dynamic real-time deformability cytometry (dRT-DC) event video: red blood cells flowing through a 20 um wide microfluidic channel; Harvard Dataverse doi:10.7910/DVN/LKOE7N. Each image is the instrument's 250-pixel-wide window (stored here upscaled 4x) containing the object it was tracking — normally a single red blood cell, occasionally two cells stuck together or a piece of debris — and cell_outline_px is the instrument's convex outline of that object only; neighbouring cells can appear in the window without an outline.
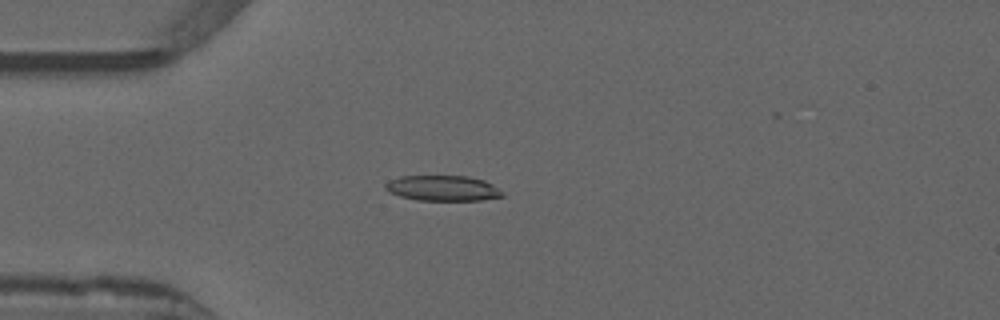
{"species": "common noctule bat (a hibernating species)", "species_latin": "Nyctalus noctula", "temperature_condition": "warm", "stored_images_in_passage": 40, "camera_frame_rate_fps": 3000, "um_per_image_px": 0.085, "animal": {"sex": "male", "forearm_length_mm": 52.5}, "frame": {"image": 1, "passage_image": 7, "time_ms": 2.0, "image_size_px": [1000, 320], "cell_outline_px": [[504, 196], [480, 200], [416, 200], [400, 196], [388, 192], [384, 188], [384, 184], [388, 180], [400, 176], [468, 176], [484, 180], [492, 184], [504, 192]], "centroid_in_image_um": [37.61, 15.99], "position_along_channel_um": 47.4, "area_um2": 17.46}}
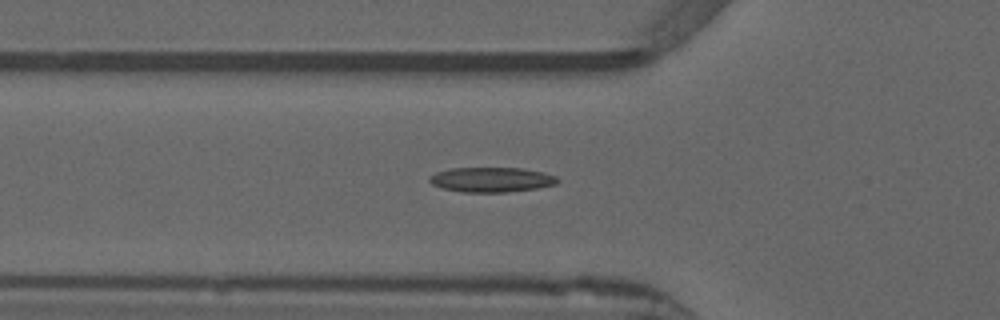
{"frame": {"image": 2, "passage_image": 11, "time_ms": 3.333, "image_size_px": [1000, 320], "cell_outline_px": [[560, 180], [556, 184], [536, 188], [504, 192], [460, 192], [444, 188], [432, 184], [428, 180], [428, 176], [436, 172], [448, 168], [524, 168], [544, 172], [556, 176]], "centroid_in_image_um": [41.76, 15.26], "position_along_channel_um": 84.0, "area_um2": 18.61}}
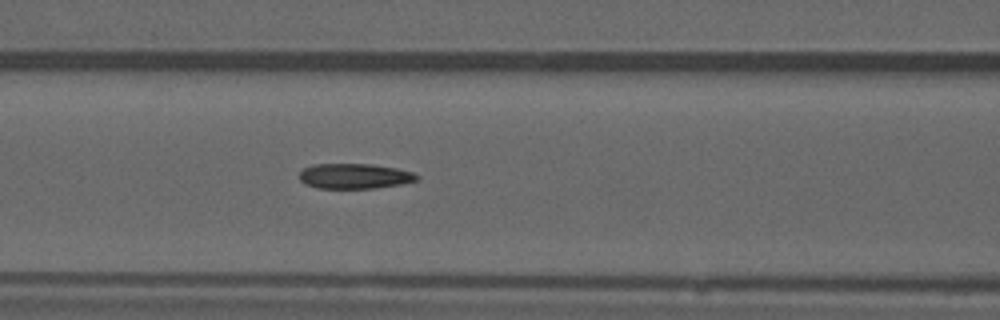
{"frame": {"image": 3, "passage_image": 15, "time_ms": 4.667, "image_size_px": [1000, 320], "cell_outline_px": [[420, 180], [400, 184], [376, 188], [316, 188], [304, 184], [300, 180], [300, 172], [304, 168], [312, 164], [372, 164], [396, 168], [412, 172], [420, 176]], "centroid_in_image_um": [30.14, 14.97], "position_along_channel_um": 136.5, "area_um2": 17.34}, "authors_computed_cell_mechanics": {"area_um2": 17.5423, "velocity_mm_per_s": 3.8917, "shape_relaxation_time_tau1_ms": 7.3322, "shape_relaxation_time_tau2_ms": 3.2494, "deformation_change_tau1": 0.1984, "deformation_change_tau2": 0.1089}}